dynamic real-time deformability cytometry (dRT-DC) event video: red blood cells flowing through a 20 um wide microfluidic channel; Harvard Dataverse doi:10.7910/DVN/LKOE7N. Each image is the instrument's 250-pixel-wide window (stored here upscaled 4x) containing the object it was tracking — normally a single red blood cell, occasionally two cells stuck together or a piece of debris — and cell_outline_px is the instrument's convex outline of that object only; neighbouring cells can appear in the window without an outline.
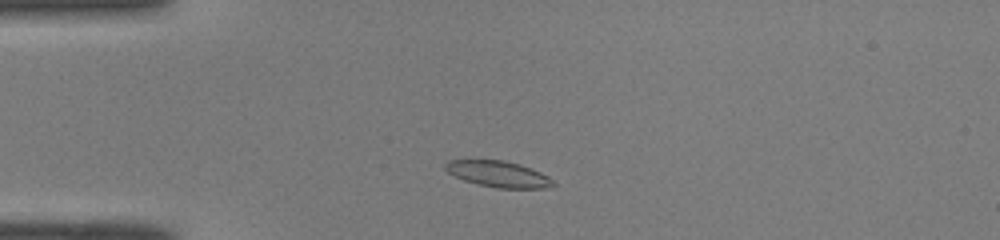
{"species": "common noctule bat (a hibernating species)", "species_latin": "Nyctalus noctula", "temperature_condition": "room temperature", "stored_images_in_passage": 38, "camera_frame_rate_fps": 3000, "um_per_image_px": 0.085, "animal": {"sex": "male", "body_mass_g": 19.0, "forearm_length_mm": 50.8}, "frame": {"image": 1, "passage_image": 1, "time_ms": 0.0, "image_size_px": [1000, 240], "cell_outline_px": [[556, 184], [544, 188], [496, 188], [476, 184], [464, 180], [448, 172], [444, 168], [444, 164], [448, 160], [504, 160], [520, 164], [540, 172], [548, 176]], "centroid_in_image_um": [42.34, 14.79], "position_along_channel_um": 42.7, "area_um2": 16.36}}
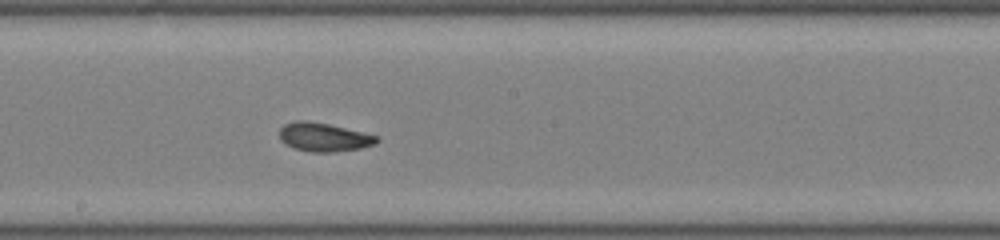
{"frame": {"image": 2, "passage_image": 16, "time_ms": 5.0, "image_size_px": [1000, 240], "cell_outline_px": [[380, 140], [372, 144], [360, 148], [332, 152], [308, 152], [292, 148], [284, 144], [280, 140], [280, 128], [284, 124], [296, 120], [308, 120], [328, 124], [376, 136]], "centroid_in_image_um": [27.43, 11.66], "position_along_channel_um": 220.8, "area_um2": 16.13}}
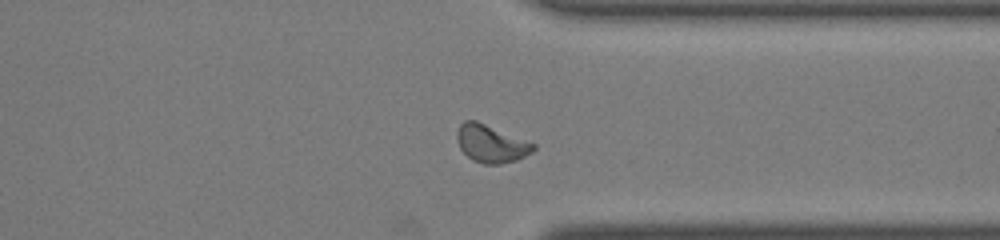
{"frame": {"image": 3, "passage_image": 27, "time_ms": 8.667, "image_size_px": [1000, 240], "cell_outline_px": [[536, 148], [532, 152], [516, 160], [500, 164], [484, 164], [472, 160], [460, 148], [456, 140], [456, 132], [460, 124], [464, 120], [476, 120], [536, 144]], "centroid_in_image_um": [41.72, 12.2], "position_along_channel_um": 369.7, "area_um2": 16.76}, "authors_computed_cell_mechanics": {"area_um2": 16.2996, "velocity_mm_per_s": 4.065, "shape_relaxation_time_tau1_ms": 7.716, "shape_relaxation_time_tau2_ms": 3.3317, "deformation_change_tau1": 0.2173, "deformation_change_tau2": 0.0591}}